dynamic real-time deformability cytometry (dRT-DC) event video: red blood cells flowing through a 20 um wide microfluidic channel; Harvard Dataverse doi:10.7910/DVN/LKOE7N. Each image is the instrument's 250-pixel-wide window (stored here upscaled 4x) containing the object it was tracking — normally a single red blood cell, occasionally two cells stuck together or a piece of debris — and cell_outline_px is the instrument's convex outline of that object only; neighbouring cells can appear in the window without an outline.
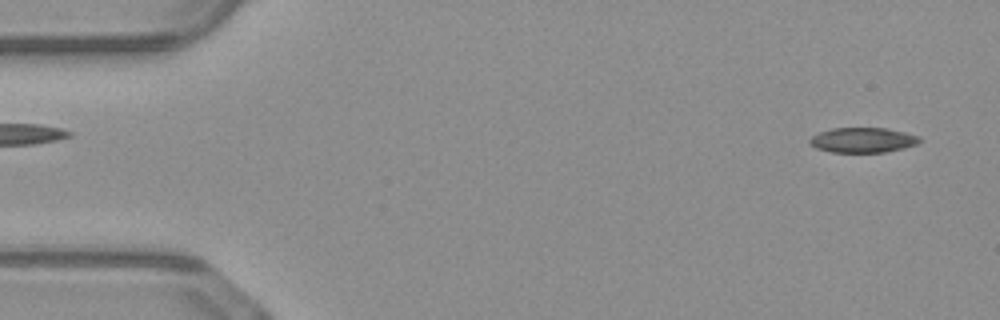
{"species": "common noctule bat (a hibernating species)", "species_latin": "Nyctalus noctula", "temperature_condition": "warm", "stored_images_in_passage": 5, "camera_frame_rate_fps": 3000, "um_per_image_px": 0.085, "animal": {"sex": "male", "body_mass_g": 23.1, "forearm_length_mm": 52.7}, "frame": {"image": 1, "passage_image": 2, "time_ms": 0.333, "image_size_px": [1000, 320], "cell_outline_px": [[920, 140], [916, 144], [904, 148], [884, 152], [832, 152], [816, 148], [808, 144], [808, 140], [812, 136], [820, 132], [832, 128], [888, 128], [920, 136]], "centroid_in_image_um": [73.31, 11.9], "position_along_channel_um": 11.7, "area_um2": 16.01}}